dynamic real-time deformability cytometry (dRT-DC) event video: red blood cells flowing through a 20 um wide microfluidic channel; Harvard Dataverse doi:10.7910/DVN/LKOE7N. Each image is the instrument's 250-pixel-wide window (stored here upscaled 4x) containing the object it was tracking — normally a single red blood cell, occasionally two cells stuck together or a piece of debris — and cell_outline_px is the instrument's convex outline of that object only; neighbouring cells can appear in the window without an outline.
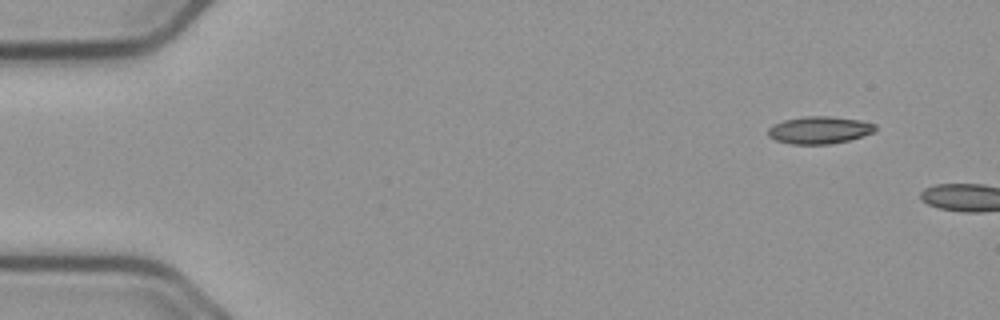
{"species": "common noctule bat (a hibernating species)", "species_latin": "Nyctalus noctula", "temperature_condition": "cold", "stored_images_in_passage": 11, "camera_frame_rate_fps": 3000, "um_per_image_px": 0.085, "animal": {"sex": "male", "body_mass_g": 23.1, "forearm_length_mm": 52.7}, "frame": {"image": 1, "passage_image": 1, "time_ms": 0.0, "image_size_px": [1000, 320], "cell_outline_px": [[876, 128], [872, 132], [848, 140], [828, 144], [792, 144], [776, 140], [768, 136], [768, 128], [772, 124], [784, 120], [804, 116], [832, 116], [860, 120], [876, 124]], "centroid_in_image_um": [69.61, 11.04], "position_along_channel_um": 15.4, "area_um2": 16.99}}